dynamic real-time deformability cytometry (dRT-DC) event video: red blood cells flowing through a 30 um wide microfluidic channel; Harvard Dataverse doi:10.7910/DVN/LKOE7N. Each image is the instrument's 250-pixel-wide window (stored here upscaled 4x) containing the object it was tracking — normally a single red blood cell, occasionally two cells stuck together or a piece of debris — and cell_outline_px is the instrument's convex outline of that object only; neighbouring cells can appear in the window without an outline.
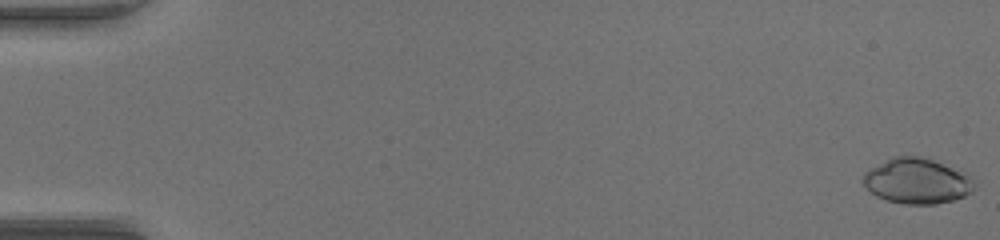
{"species": "common noctule bat (a hibernating species)", "species_latin": "Nyctalus noctula", "temperature_condition": "warm", "stored_images_in_passage": 52, "camera_frame_rate_fps": 3000, "um_per_image_px": 0.085, "animal": {"sex": "female", "body_mass_g": 17.0, "forearm_length_mm": 48.0}, "frame": {"image": 1, "passage_image": 1, "time_ms": 0.0, "image_size_px": [1000, 240], "cell_outline_px": [[976, 188], [972, 192], [964, 196], [952, 200], [936, 204], [904, 204], [888, 200], [876, 196], [860, 180], [864, 172], [868, 168], [892, 156], [932, 156], [972, 180], [976, 184]], "centroid_in_image_um": [77.9, 15.36], "position_along_channel_um": 7.1, "area_um2": 29.65}}
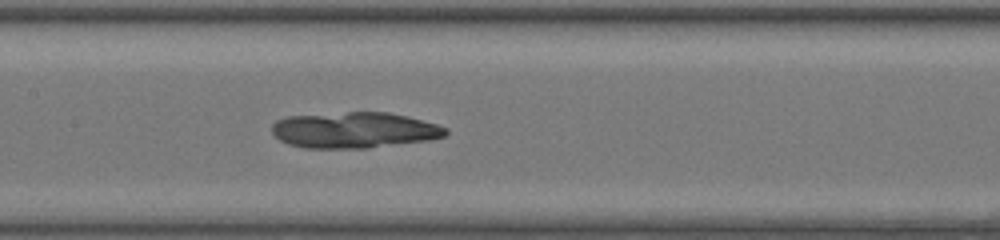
{"frame": {"image": 2, "passage_image": 27, "time_ms": 8.667, "image_size_px": [1000, 240], "cell_outline_px": [[448, 132], [444, 136], [432, 140], [368, 148], [304, 148], [288, 144], [280, 140], [272, 132], [272, 124], [276, 120], [288, 116], [348, 112], [388, 112], [408, 116], [436, 124], [448, 128]], "centroid_in_image_um": [30.13, 11.06], "position_along_channel_um": 177.3, "area_um2": 36.59}}
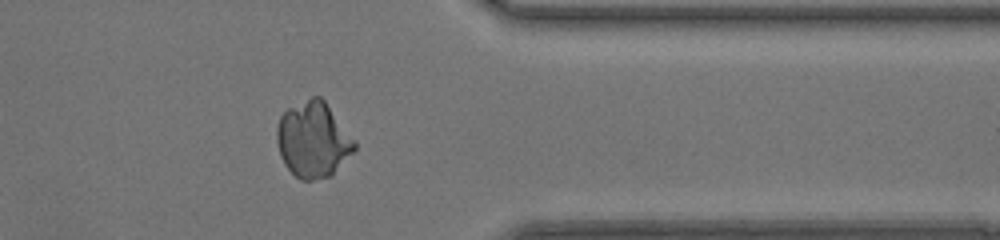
{"frame": {"image": 3, "passage_image": 43, "time_ms": 14.0, "image_size_px": [1000, 240], "cell_outline_px": [[356, 148], [332, 176], [312, 180], [300, 180], [284, 164], [280, 156], [276, 140], [276, 128], [280, 116], [288, 108], [312, 96], [320, 96], [324, 100], [356, 140]], "centroid_in_image_um": [26.62, 11.88], "position_along_channel_um": 384.8, "area_um2": 34.39}}